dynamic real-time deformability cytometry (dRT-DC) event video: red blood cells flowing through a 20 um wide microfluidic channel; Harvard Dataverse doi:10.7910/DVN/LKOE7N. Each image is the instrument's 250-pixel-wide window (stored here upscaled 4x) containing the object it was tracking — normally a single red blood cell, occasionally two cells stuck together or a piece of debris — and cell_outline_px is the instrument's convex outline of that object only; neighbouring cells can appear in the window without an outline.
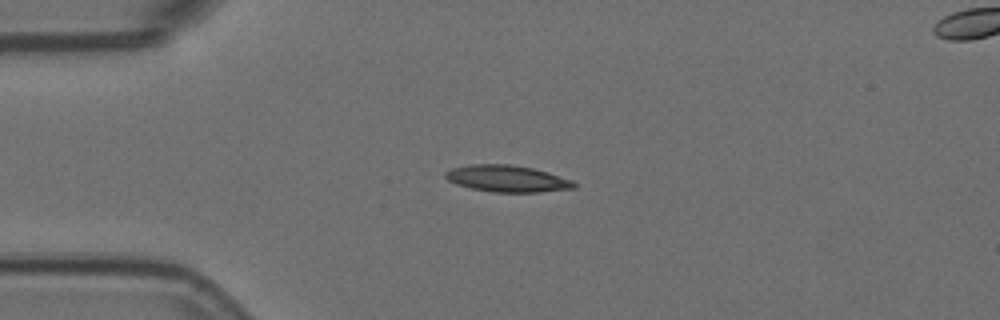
{"species": "Egyptian fruit bat (a non-hibernating species)", "species_latin": "Rousettus aegyptiacus", "temperature_condition": "room temperature", "stored_images_in_passage": 16, "camera_frame_rate_fps": 3000, "um_per_image_px": 0.085, "animal": {"sex": "female"}, "frame": {"image": 1, "passage_image": 13, "time_ms": 4.0, "image_size_px": [1000, 320], "cell_outline_px": [[576, 188], [540, 192], [492, 192], [472, 188], [456, 184], [448, 180], [444, 176], [444, 172], [452, 168], [472, 164], [508, 164], [532, 168], [548, 172], [572, 180], [576, 184]], "centroid_in_image_um": [43.11, 15.18], "position_along_channel_um": 41.9, "area_um2": 19.94}}